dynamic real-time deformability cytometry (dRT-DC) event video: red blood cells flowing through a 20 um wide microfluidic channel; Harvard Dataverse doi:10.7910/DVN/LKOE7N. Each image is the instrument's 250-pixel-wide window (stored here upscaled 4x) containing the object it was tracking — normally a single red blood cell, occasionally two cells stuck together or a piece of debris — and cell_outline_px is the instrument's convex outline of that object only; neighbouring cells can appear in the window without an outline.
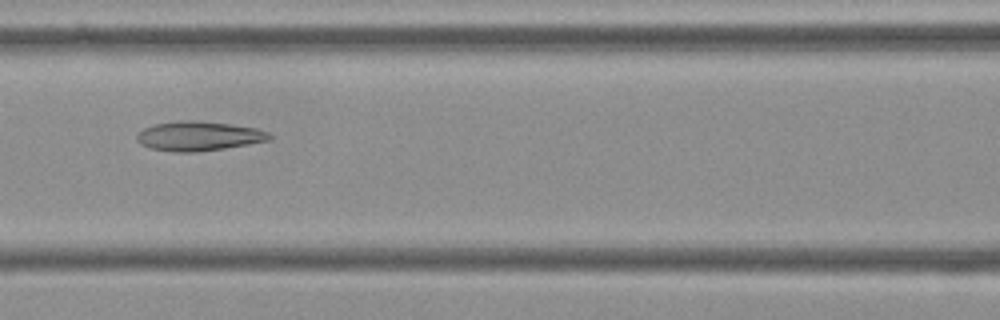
{"species": "Egyptian fruit bat (a non-hibernating species)", "species_latin": "Rousettus aegyptiacus", "temperature_condition": "cold", "stored_images_in_passage": 7, "camera_frame_rate_fps": 3000, "um_per_image_px": 0.085, "frame": {"image": 1, "passage_image": 7, "time_ms": 2.0, "image_size_px": [1000, 320], "cell_outline_px": [[272, 140], [224, 148], [196, 152], [172, 152], [148, 148], [140, 144], [136, 140], [136, 132], [144, 128], [156, 124], [180, 120], [188, 120], [232, 124], [256, 128], [268, 132], [272, 136]], "centroid_in_image_um": [16.86, 11.57], "position_along_channel_um": 149.7, "area_um2": 22.89}}